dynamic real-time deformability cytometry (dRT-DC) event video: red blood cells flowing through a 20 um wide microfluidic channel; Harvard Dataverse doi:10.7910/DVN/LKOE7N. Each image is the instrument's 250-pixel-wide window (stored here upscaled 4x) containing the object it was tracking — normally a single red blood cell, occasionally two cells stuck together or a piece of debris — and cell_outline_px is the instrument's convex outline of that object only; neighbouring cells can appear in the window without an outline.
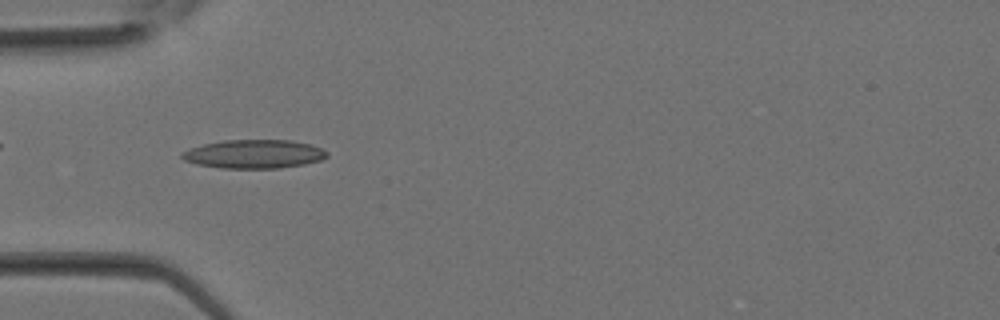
{"species": "Egyptian fruit bat (a non-hibernating species)", "species_latin": "Rousettus aegyptiacus", "temperature_condition": "room temperature", "stored_images_in_passage": 31, "camera_frame_rate_fps": 3000, "um_per_image_px": 0.085, "animal": {"sex": "female"}, "frame": {"image": 1, "passage_image": 9, "time_ms": 2.667, "image_size_px": [1000, 320], "cell_outline_px": [[328, 156], [320, 160], [304, 164], [280, 168], [220, 168], [196, 164], [184, 160], [180, 156], [180, 152], [188, 148], [204, 144], [224, 140], [292, 140], [312, 144], [328, 152]], "centroid_in_image_um": [21.56, 13.09], "position_along_channel_um": 63.4, "area_um2": 24.39}}
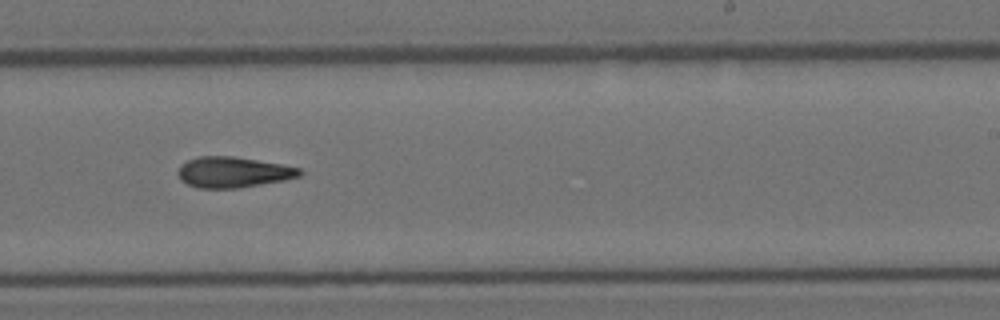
{"frame": {"image": 2, "passage_image": 19, "time_ms": 6.0, "image_size_px": [1000, 320], "cell_outline_px": [[304, 172], [300, 176], [284, 180], [240, 188], [196, 188], [180, 180], [176, 172], [180, 164], [188, 160], [200, 156], [232, 156], [280, 164], [300, 168]], "centroid_in_image_um": [19.78, 14.64], "position_along_channel_um": 269.2, "area_um2": 21.85}}
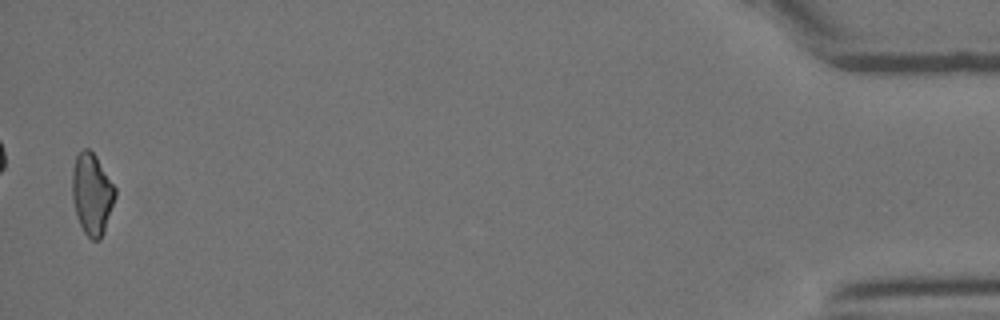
{"frame": {"image": 3, "passage_image": 31, "time_ms": 10.0, "image_size_px": [1000, 320], "cell_outline_px": [[116, 196], [104, 232], [100, 240], [92, 240], [84, 232], [76, 216], [72, 200], [72, 168], [76, 156], [84, 148], [88, 148], [96, 156], [116, 188]], "centroid_in_image_um": [7.81, 16.49], "position_along_channel_um": 427.4, "area_um2": 20.46}}